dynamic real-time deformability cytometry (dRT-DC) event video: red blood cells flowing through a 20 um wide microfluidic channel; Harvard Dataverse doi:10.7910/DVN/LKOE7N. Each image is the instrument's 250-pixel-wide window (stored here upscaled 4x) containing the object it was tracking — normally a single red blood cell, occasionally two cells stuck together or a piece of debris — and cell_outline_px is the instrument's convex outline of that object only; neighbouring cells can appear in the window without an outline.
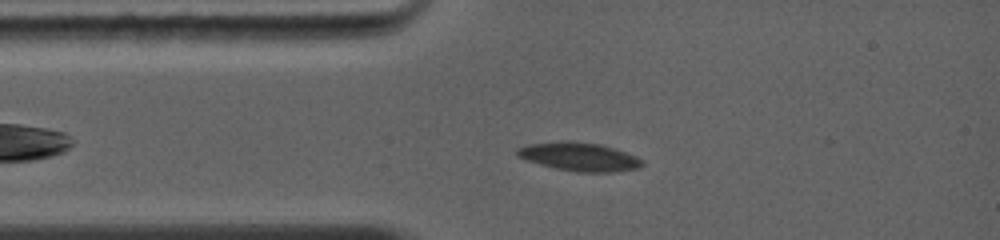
{"species": "common noctule bat (a hibernating species)", "species_latin": "Nyctalus noctula", "temperature_condition": "warm", "stored_images_in_passage": 25, "camera_frame_rate_fps": 5000, "um_per_image_px": 0.085, "animal": {"sex": "female", "body_mass_g": 19.0, "forearm_length_mm": 56.7}, "frame": {"image": 1, "passage_image": 3, "time_ms": 2.0, "image_size_px": [1000, 240], "cell_outline_px": [[644, 164], [640, 168], [608, 172], [576, 172], [556, 168], [540, 164], [516, 156], [516, 148], [528, 144], [560, 140], [572, 140], [600, 144], [636, 156], [644, 160]], "centroid_in_image_um": [49.22, 13.31], "position_along_channel_um": 35.8, "area_um2": 20.87}}
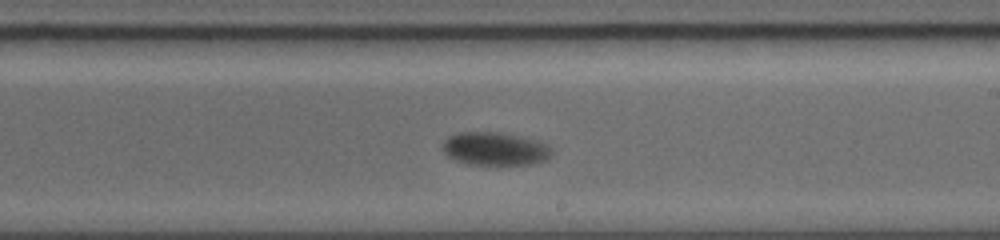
{"frame": {"image": 2, "passage_image": 14, "time_ms": 7.2, "image_size_px": [1000, 240], "cell_outline_px": [[552, 152], [544, 160], [532, 164], [468, 164], [452, 160], [440, 148], [440, 144], [448, 136], [460, 132], [496, 132], [520, 136], [540, 140], [548, 144], [552, 148]], "centroid_in_image_um": [42.03, 12.63], "position_along_channel_um": 247.0, "area_um2": 21.33}}
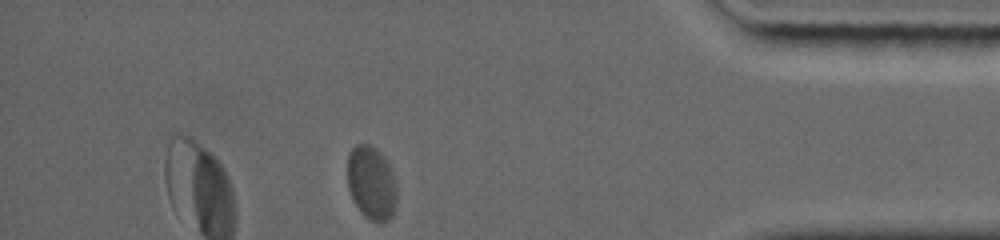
{"frame": {"image": 3, "passage_image": 25, "time_ms": 11.8, "image_size_px": [1000, 240], "cell_outline_px": [[396, 204], [392, 216], [388, 220], [380, 224], [364, 216], [356, 204], [348, 188], [348, 156], [352, 148], [356, 144], [368, 144], [376, 148], [384, 156], [396, 180]], "centroid_in_image_um": [31.59, 15.55], "position_along_channel_um": 403.6, "area_um2": 21.21}, "authors_computed_cell_mechanics": {"area_um2": 21.7328, "velocity_mm_per_s": 4.2075, "shape_relaxation_time_tau1_ms": 2.5075, "shape_relaxation_time_tau2_ms": null, "deformation_change_tau1": 0.0975, "deformation_change_tau2": null}}